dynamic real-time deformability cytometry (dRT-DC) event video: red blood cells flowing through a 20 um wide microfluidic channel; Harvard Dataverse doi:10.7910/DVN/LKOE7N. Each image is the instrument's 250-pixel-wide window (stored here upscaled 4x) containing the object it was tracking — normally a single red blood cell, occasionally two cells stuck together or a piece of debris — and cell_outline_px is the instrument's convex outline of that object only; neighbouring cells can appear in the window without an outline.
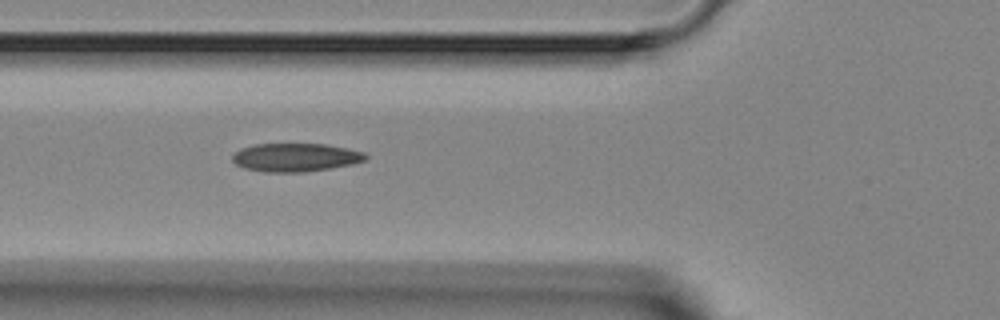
{"species": "Egyptian fruit bat (a non-hibernating species)", "species_latin": "Rousettus aegyptiacus", "temperature_condition": "room temperature", "stored_images_in_passage": 6, "camera_frame_rate_fps": 3000, "um_per_image_px": 0.085, "animal": {"sex": "female"}, "frame": {"image": 1, "passage_image": 3, "time_ms": 2.333, "image_size_px": [1000, 320], "cell_outline_px": [[368, 160], [352, 164], [304, 172], [264, 172], [244, 168], [236, 164], [232, 160], [232, 156], [240, 148], [256, 144], [324, 144], [348, 148], [364, 152], [368, 156]], "centroid_in_image_um": [25.13, 13.38], "position_along_channel_um": 100.7, "area_um2": 22.02}}
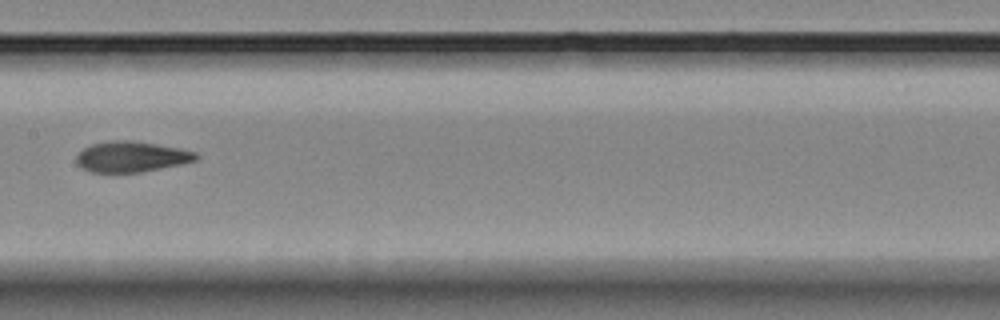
{"frame": {"image": 2, "passage_image": 5, "time_ms": 4.667, "image_size_px": [1000, 320], "cell_outline_px": [[200, 156], [196, 160], [180, 164], [140, 172], [88, 172], [80, 168], [76, 164], [76, 156], [84, 148], [92, 144], [112, 140], [132, 140], [180, 148], [196, 152]], "centroid_in_image_um": [11.14, 13.32], "position_along_channel_um": 196.3, "area_um2": 21.39}}
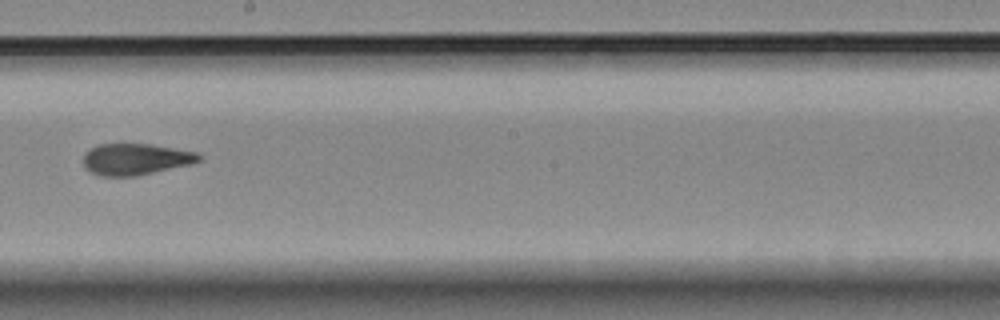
{"frame": {"image": 3, "passage_image": 6, "time_ms": 5.667, "image_size_px": [1000, 320], "cell_outline_px": [[204, 156], [200, 160], [192, 164], [136, 176], [100, 176], [84, 168], [84, 152], [96, 144], [152, 144], [200, 152]], "centroid_in_image_um": [11.56, 13.52], "position_along_channel_um": 236.6, "area_um2": 21.5}}